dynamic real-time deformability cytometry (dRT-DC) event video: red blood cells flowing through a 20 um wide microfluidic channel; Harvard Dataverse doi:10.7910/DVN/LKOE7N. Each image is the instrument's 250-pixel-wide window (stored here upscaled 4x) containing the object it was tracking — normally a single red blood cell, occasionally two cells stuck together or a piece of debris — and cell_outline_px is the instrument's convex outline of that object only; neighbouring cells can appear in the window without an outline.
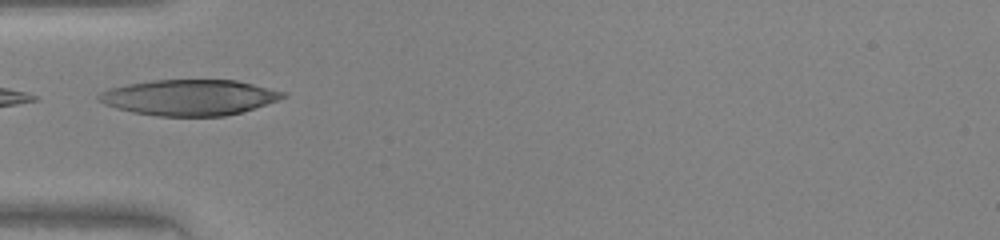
{"species": "human", "species_latin": "Homo sapiens", "temperature_condition": "warm", "stored_images_in_passage": 8, "camera_frame_rate_fps": 3000, "um_per_image_px": 0.085, "donor": {"sex": "female"}, "frame": {"image": 1, "passage_image": 1, "time_ms": 0.0, "image_size_px": [1000, 240], "cell_outline_px": [[288, 96], [240, 112], [224, 116], [156, 116], [132, 112], [116, 108], [104, 104], [96, 100], [96, 96], [100, 92], [108, 88], [128, 84], [152, 80], [236, 80], [288, 92]], "centroid_in_image_um": [16.05, 8.28], "position_along_channel_um": 69.0, "area_um2": 38.38}}
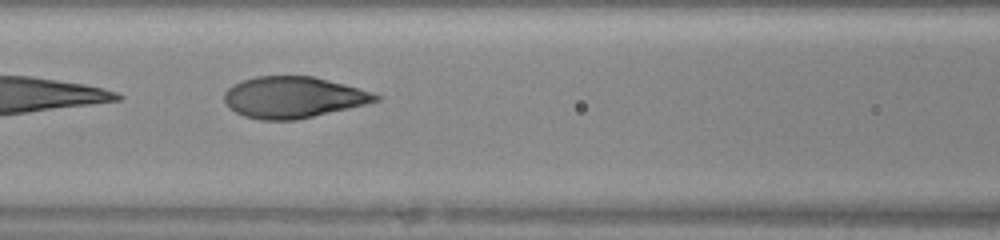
{"frame": {"image": 2, "passage_image": 6, "time_ms": 1.667, "image_size_px": [1000, 240], "cell_outline_px": [[380, 100], [348, 108], [296, 120], [260, 120], [244, 116], [228, 108], [224, 100], [224, 92], [228, 88], [244, 80], [256, 76], [312, 76], [344, 84], [372, 92], [380, 96]], "centroid_in_image_um": [24.89, 8.27], "position_along_channel_um": 141.7, "area_um2": 36.13}}